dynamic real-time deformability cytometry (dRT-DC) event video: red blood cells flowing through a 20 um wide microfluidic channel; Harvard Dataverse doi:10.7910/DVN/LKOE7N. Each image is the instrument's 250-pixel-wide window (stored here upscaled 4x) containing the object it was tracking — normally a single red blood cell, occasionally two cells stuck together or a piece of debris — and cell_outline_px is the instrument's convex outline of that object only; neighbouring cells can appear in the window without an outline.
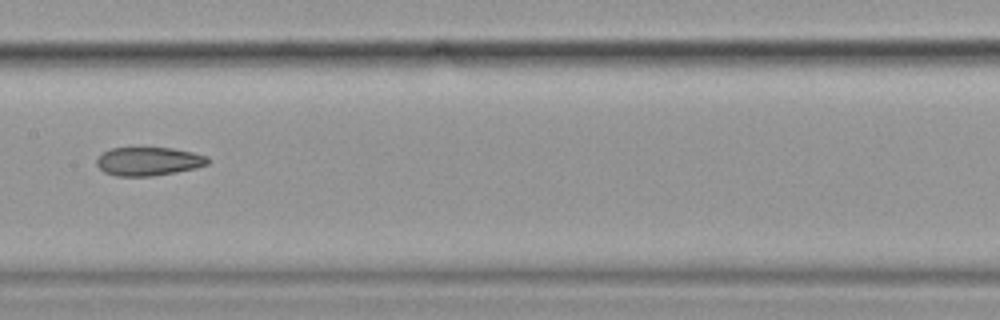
{"species": "common noctule bat (a hibernating species)", "species_latin": "Nyctalus noctula", "temperature_condition": "cold", "stored_images_in_passage": 10, "camera_frame_rate_fps": 3000, "um_per_image_px": 0.085, "animal": {"sex": "female", "body_mass_g": 19.9}, "frame": {"image": 1, "passage_image": 9, "time_ms": 2.667, "image_size_px": [1000, 320], "cell_outline_px": [[208, 164], [192, 168], [152, 176], [116, 176], [104, 172], [96, 164], [96, 160], [104, 152], [112, 148], [172, 148], [192, 152], [208, 156]], "centroid_in_image_um": [12.6, 13.71], "position_along_channel_um": 194.8, "area_um2": 18.15}}
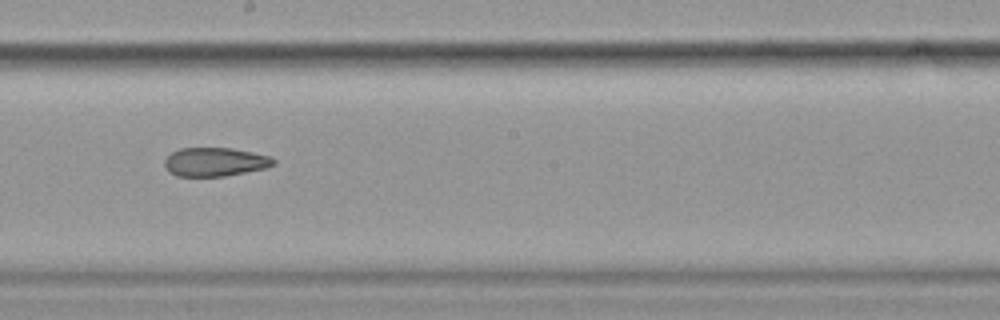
{"frame": {"image": 2, "passage_image": 10, "time_ms": 3.0, "image_size_px": [1000, 320], "cell_outline_px": [[276, 164], [264, 168], [224, 176], [176, 176], [168, 172], [164, 164], [164, 160], [172, 152], [180, 148], [232, 148], [272, 156], [276, 160]], "centroid_in_image_um": [18.27, 13.76], "position_along_channel_um": 229.9, "area_um2": 18.26}}